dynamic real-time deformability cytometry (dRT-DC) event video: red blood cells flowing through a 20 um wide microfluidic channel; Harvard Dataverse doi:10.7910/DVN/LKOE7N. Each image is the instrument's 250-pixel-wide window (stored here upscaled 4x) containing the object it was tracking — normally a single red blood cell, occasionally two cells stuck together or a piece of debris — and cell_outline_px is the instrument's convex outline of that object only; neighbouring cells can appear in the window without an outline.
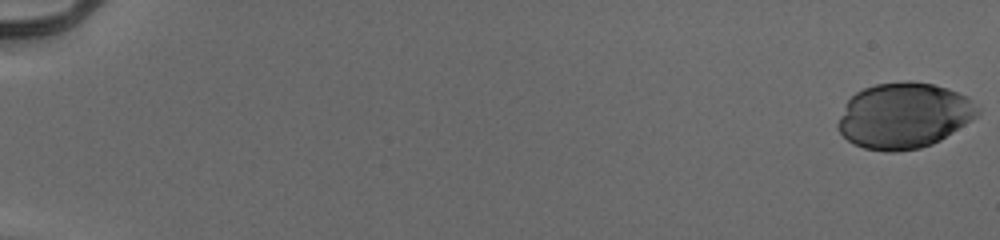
{"species": "human", "species_latin": "Homo sapiens", "temperature_condition": "cold", "stored_images_in_passage": 55, "camera_frame_rate_fps": 3000, "um_per_image_px": 0.085, "donor": {"sex": "male"}, "frame": {"image": 1, "passage_image": 1, "time_ms": 0.0, "image_size_px": [1000, 240], "cell_outline_px": [[980, 112], [972, 120], [940, 140], [932, 144], [920, 148], [896, 152], [884, 152], [864, 148], [852, 144], [836, 128], [836, 124], [848, 100], [856, 92], [864, 88], [876, 84], [904, 80], [912, 80], [932, 84], [948, 88], [968, 96], [980, 108]], "centroid_in_image_um": [76.84, 9.82], "position_along_channel_um": 8.2, "area_um2": 53.81}}
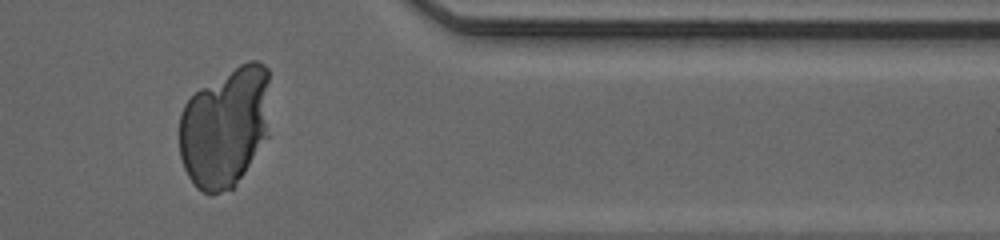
{"frame": {"image": 2, "passage_image": 47, "time_ms": 15.333, "image_size_px": [1000, 240], "cell_outline_px": [[268, 136], [236, 184], [232, 188], [212, 196], [200, 192], [196, 188], [188, 176], [184, 168], [180, 156], [180, 112], [184, 104], [200, 88], [240, 64], [248, 60], [256, 60], [264, 64], [268, 68]], "centroid_in_image_um": [19.12, 10.82], "position_along_channel_um": 392.3, "area_um2": 63.87}}
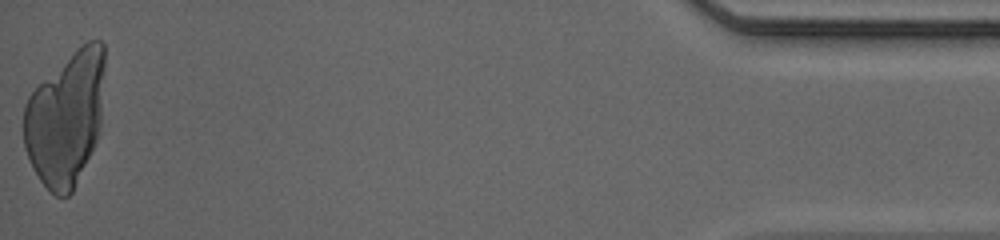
{"frame": {"image": 3, "passage_image": 55, "time_ms": 18.0, "image_size_px": [1000, 240], "cell_outline_px": [[104, 68], [100, 132], [72, 192], [68, 196], [56, 196], [48, 192], [40, 180], [24, 148], [24, 104], [28, 96], [44, 80], [88, 40], [100, 40], [104, 44]], "centroid_in_image_um": [5.58, 10.1], "position_along_channel_um": 429.6, "area_um2": 62.37}}